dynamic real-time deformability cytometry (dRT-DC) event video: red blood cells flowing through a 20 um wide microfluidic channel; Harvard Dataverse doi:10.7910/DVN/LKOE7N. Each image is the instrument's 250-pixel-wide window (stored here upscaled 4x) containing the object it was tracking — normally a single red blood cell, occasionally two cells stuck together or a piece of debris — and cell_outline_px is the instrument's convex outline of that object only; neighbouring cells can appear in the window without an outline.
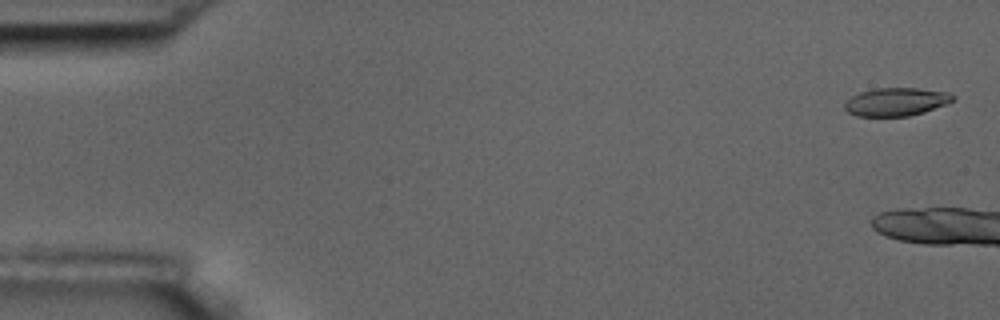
{"species": "common noctule bat (a hibernating species)", "species_latin": "Nyctalus noctula", "temperature_condition": "room temperature", "stored_images_in_passage": 7, "camera_frame_rate_fps": 3000, "um_per_image_px": 0.085, "animal": {"sex": "male", "body_mass_g": 17.5, "forearm_length_mm": 52.3}, "frame": {"image": 1, "passage_image": 1, "time_ms": 0.0, "image_size_px": [1000, 320], "cell_outline_px": [[952, 100], [948, 104], [924, 112], [908, 116], [856, 116], [848, 112], [844, 108], [844, 104], [852, 96], [860, 92], [876, 88], [916, 88], [948, 92], [952, 96]], "centroid_in_image_um": [76.15, 8.66], "position_along_channel_um": 8.8, "area_um2": 17.63}}